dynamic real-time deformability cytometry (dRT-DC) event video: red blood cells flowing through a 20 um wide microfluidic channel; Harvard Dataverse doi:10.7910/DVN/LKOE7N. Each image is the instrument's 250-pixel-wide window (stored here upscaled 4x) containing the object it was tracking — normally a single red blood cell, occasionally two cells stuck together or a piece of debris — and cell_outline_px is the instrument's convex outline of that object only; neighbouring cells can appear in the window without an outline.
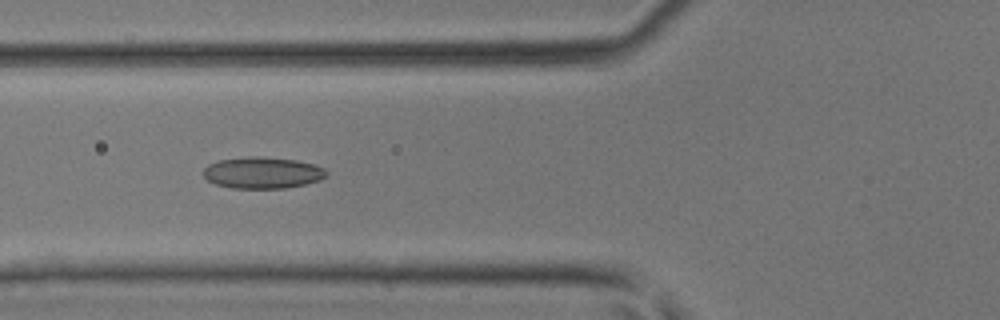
{"species": "common noctule bat (a hibernating species)", "species_latin": "Nyctalus noctula", "temperature_condition": "room temperature", "stored_images_in_passage": 34, "camera_frame_rate_fps": 3000, "um_per_image_px": 0.085, "animal": {"sex": "male", "body_mass_g": 17.9, "forearm_length_mm": 54.2}, "frame": {"image": 1, "passage_image": 9, "time_ms": 2.667, "image_size_px": [1000, 320], "cell_outline_px": [[328, 172], [320, 180], [304, 184], [284, 188], [232, 188], [216, 184], [208, 180], [204, 176], [204, 168], [208, 164], [220, 160], [248, 156], [260, 156], [296, 160], [316, 164], [324, 168]], "centroid_in_image_um": [22.32, 14.67], "position_along_channel_um": 103.5, "area_um2": 22.54}}
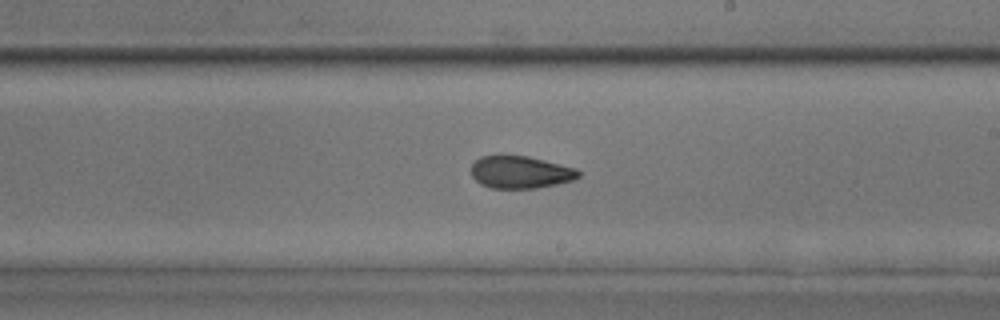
{"frame": {"image": 2, "passage_image": 18, "time_ms": 5.667, "image_size_px": [1000, 320], "cell_outline_px": [[580, 176], [572, 180], [556, 184], [536, 188], [492, 188], [480, 184], [472, 176], [472, 164], [480, 156], [500, 152], [528, 156], [576, 168], [580, 172]], "centroid_in_image_um": [44.18, 14.59], "position_along_channel_um": 244.8, "area_um2": 20.75}}
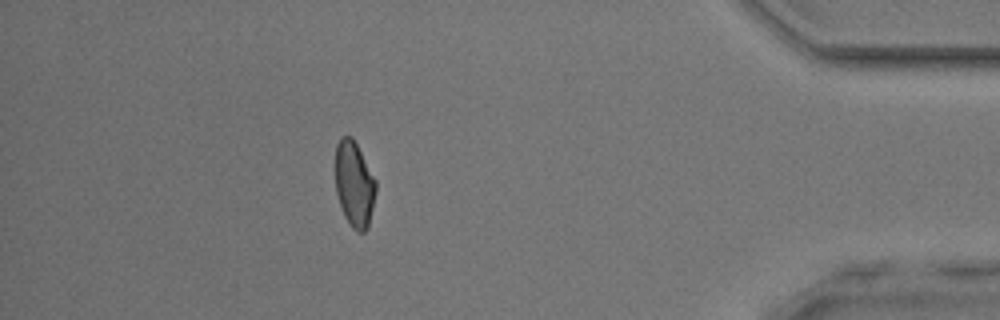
{"frame": {"image": 3, "passage_image": 31, "time_ms": 10.0, "image_size_px": [1000, 320], "cell_outline_px": [[376, 192], [368, 228], [364, 232], [356, 232], [352, 228], [344, 216], [336, 192], [336, 144], [340, 136], [352, 136], [376, 180]], "centroid_in_image_um": [30.12, 15.66], "position_along_channel_um": 405.1, "area_um2": 20.23}}